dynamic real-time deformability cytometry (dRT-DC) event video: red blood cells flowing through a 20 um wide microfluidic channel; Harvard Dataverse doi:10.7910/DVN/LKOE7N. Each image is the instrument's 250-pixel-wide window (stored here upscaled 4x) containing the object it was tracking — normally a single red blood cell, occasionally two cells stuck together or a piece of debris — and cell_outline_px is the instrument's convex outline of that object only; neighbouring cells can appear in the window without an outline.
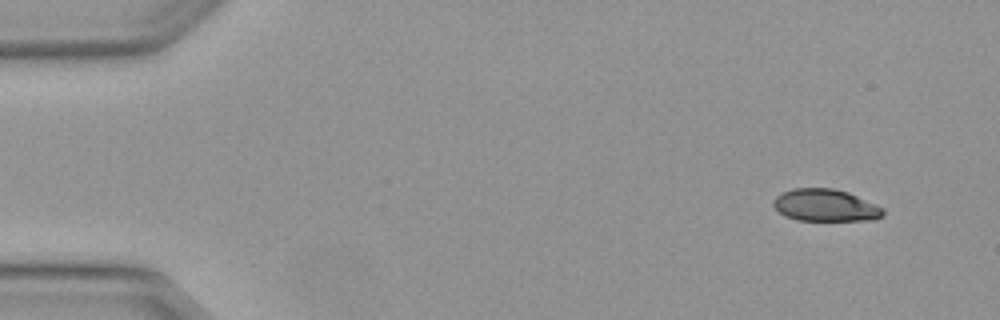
{"species": "Egyptian fruit bat (a non-hibernating species)", "species_latin": "Rousettus aegyptiacus", "temperature_condition": "warm", "stored_images_in_passage": 5, "camera_frame_rate_fps": 3000, "um_per_image_px": 0.085, "animal": {"sex": "female"}, "frame": {"image": 1, "passage_image": 1, "time_ms": 0.0, "image_size_px": [1000, 320], "cell_outline_px": [[884, 216], [876, 220], [796, 220], [784, 216], [772, 204], [772, 200], [780, 192], [792, 188], [832, 188], [848, 192], [884, 208]], "centroid_in_image_um": [70.15, 17.45], "position_along_channel_um": 14.9, "area_um2": 20.75}}
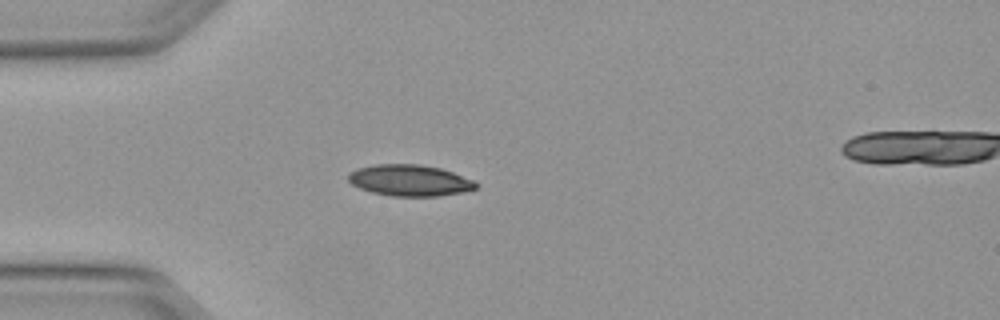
{"frame": {"image": 2, "passage_image": 4, "time_ms": 1.0, "image_size_px": [1000, 320], "cell_outline_px": [[480, 184], [476, 188], [464, 192], [436, 196], [392, 196], [372, 192], [360, 188], [352, 184], [348, 180], [348, 172], [356, 168], [376, 164], [420, 164], [440, 168], [452, 172], [472, 180]], "centroid_in_image_um": [34.81, 15.33], "position_along_channel_um": 50.2, "area_um2": 23.29}}